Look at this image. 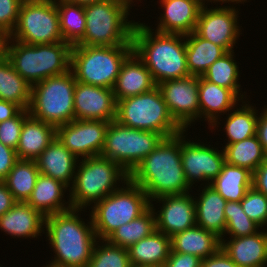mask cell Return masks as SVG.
Wrapping results in <instances>:
<instances>
[{
    "label": "cell",
    "mask_w": 267,
    "mask_h": 267,
    "mask_svg": "<svg viewBox=\"0 0 267 267\" xmlns=\"http://www.w3.org/2000/svg\"><path fill=\"white\" fill-rule=\"evenodd\" d=\"M132 6H134L133 5V3H134V0H127ZM137 0H135V2H136Z\"/></svg>",
    "instance_id": "55"
},
{
    "label": "cell",
    "mask_w": 267,
    "mask_h": 267,
    "mask_svg": "<svg viewBox=\"0 0 267 267\" xmlns=\"http://www.w3.org/2000/svg\"><path fill=\"white\" fill-rule=\"evenodd\" d=\"M172 250L205 259L221 248V238L195 225L171 237Z\"/></svg>",
    "instance_id": "29"
},
{
    "label": "cell",
    "mask_w": 267,
    "mask_h": 267,
    "mask_svg": "<svg viewBox=\"0 0 267 267\" xmlns=\"http://www.w3.org/2000/svg\"><path fill=\"white\" fill-rule=\"evenodd\" d=\"M122 187L93 204L90 215L98 239H106L120 226L142 215L150 200L142 188L128 180Z\"/></svg>",
    "instance_id": "9"
},
{
    "label": "cell",
    "mask_w": 267,
    "mask_h": 267,
    "mask_svg": "<svg viewBox=\"0 0 267 267\" xmlns=\"http://www.w3.org/2000/svg\"><path fill=\"white\" fill-rule=\"evenodd\" d=\"M4 39H5V36L0 33V55L3 54Z\"/></svg>",
    "instance_id": "53"
},
{
    "label": "cell",
    "mask_w": 267,
    "mask_h": 267,
    "mask_svg": "<svg viewBox=\"0 0 267 267\" xmlns=\"http://www.w3.org/2000/svg\"><path fill=\"white\" fill-rule=\"evenodd\" d=\"M239 14L238 8L233 5L208 8L205 2L201 7L195 32L226 52L234 51L242 32L238 24Z\"/></svg>",
    "instance_id": "13"
},
{
    "label": "cell",
    "mask_w": 267,
    "mask_h": 267,
    "mask_svg": "<svg viewBox=\"0 0 267 267\" xmlns=\"http://www.w3.org/2000/svg\"><path fill=\"white\" fill-rule=\"evenodd\" d=\"M133 45H73L70 70L77 82L113 89Z\"/></svg>",
    "instance_id": "7"
},
{
    "label": "cell",
    "mask_w": 267,
    "mask_h": 267,
    "mask_svg": "<svg viewBox=\"0 0 267 267\" xmlns=\"http://www.w3.org/2000/svg\"><path fill=\"white\" fill-rule=\"evenodd\" d=\"M131 267H157V266H146V265H144V266H131Z\"/></svg>",
    "instance_id": "56"
},
{
    "label": "cell",
    "mask_w": 267,
    "mask_h": 267,
    "mask_svg": "<svg viewBox=\"0 0 267 267\" xmlns=\"http://www.w3.org/2000/svg\"><path fill=\"white\" fill-rule=\"evenodd\" d=\"M201 261L202 259L195 255L177 253L171 249L164 267H201Z\"/></svg>",
    "instance_id": "44"
},
{
    "label": "cell",
    "mask_w": 267,
    "mask_h": 267,
    "mask_svg": "<svg viewBox=\"0 0 267 267\" xmlns=\"http://www.w3.org/2000/svg\"><path fill=\"white\" fill-rule=\"evenodd\" d=\"M205 2L206 0H159L163 14H160L156 30H152L183 35L194 32Z\"/></svg>",
    "instance_id": "19"
},
{
    "label": "cell",
    "mask_w": 267,
    "mask_h": 267,
    "mask_svg": "<svg viewBox=\"0 0 267 267\" xmlns=\"http://www.w3.org/2000/svg\"><path fill=\"white\" fill-rule=\"evenodd\" d=\"M69 4H75V5H81V6H86L90 5L93 3H99V2H104L108 0H61Z\"/></svg>",
    "instance_id": "51"
},
{
    "label": "cell",
    "mask_w": 267,
    "mask_h": 267,
    "mask_svg": "<svg viewBox=\"0 0 267 267\" xmlns=\"http://www.w3.org/2000/svg\"><path fill=\"white\" fill-rule=\"evenodd\" d=\"M55 138L56 127L29 115L21 129L17 158L35 160Z\"/></svg>",
    "instance_id": "27"
},
{
    "label": "cell",
    "mask_w": 267,
    "mask_h": 267,
    "mask_svg": "<svg viewBox=\"0 0 267 267\" xmlns=\"http://www.w3.org/2000/svg\"><path fill=\"white\" fill-rule=\"evenodd\" d=\"M22 109L11 102L0 100V122L16 116Z\"/></svg>",
    "instance_id": "50"
},
{
    "label": "cell",
    "mask_w": 267,
    "mask_h": 267,
    "mask_svg": "<svg viewBox=\"0 0 267 267\" xmlns=\"http://www.w3.org/2000/svg\"><path fill=\"white\" fill-rule=\"evenodd\" d=\"M253 173L225 162L221 172L210 185L226 200L240 202L252 187Z\"/></svg>",
    "instance_id": "32"
},
{
    "label": "cell",
    "mask_w": 267,
    "mask_h": 267,
    "mask_svg": "<svg viewBox=\"0 0 267 267\" xmlns=\"http://www.w3.org/2000/svg\"><path fill=\"white\" fill-rule=\"evenodd\" d=\"M127 248L98 239L87 267H131Z\"/></svg>",
    "instance_id": "39"
},
{
    "label": "cell",
    "mask_w": 267,
    "mask_h": 267,
    "mask_svg": "<svg viewBox=\"0 0 267 267\" xmlns=\"http://www.w3.org/2000/svg\"><path fill=\"white\" fill-rule=\"evenodd\" d=\"M171 238L157 229L128 248L132 266L164 267L171 252Z\"/></svg>",
    "instance_id": "28"
},
{
    "label": "cell",
    "mask_w": 267,
    "mask_h": 267,
    "mask_svg": "<svg viewBox=\"0 0 267 267\" xmlns=\"http://www.w3.org/2000/svg\"><path fill=\"white\" fill-rule=\"evenodd\" d=\"M75 84L76 78L71 70L34 84L29 114L56 128L73 121Z\"/></svg>",
    "instance_id": "10"
},
{
    "label": "cell",
    "mask_w": 267,
    "mask_h": 267,
    "mask_svg": "<svg viewBox=\"0 0 267 267\" xmlns=\"http://www.w3.org/2000/svg\"><path fill=\"white\" fill-rule=\"evenodd\" d=\"M72 45L67 42L31 45L4 39L3 54L31 86L70 71Z\"/></svg>",
    "instance_id": "4"
},
{
    "label": "cell",
    "mask_w": 267,
    "mask_h": 267,
    "mask_svg": "<svg viewBox=\"0 0 267 267\" xmlns=\"http://www.w3.org/2000/svg\"><path fill=\"white\" fill-rule=\"evenodd\" d=\"M155 230V213L150 206L142 215L113 231L106 240L113 245L128 249Z\"/></svg>",
    "instance_id": "36"
},
{
    "label": "cell",
    "mask_w": 267,
    "mask_h": 267,
    "mask_svg": "<svg viewBox=\"0 0 267 267\" xmlns=\"http://www.w3.org/2000/svg\"><path fill=\"white\" fill-rule=\"evenodd\" d=\"M8 37L31 45L63 42L56 0H23Z\"/></svg>",
    "instance_id": "12"
},
{
    "label": "cell",
    "mask_w": 267,
    "mask_h": 267,
    "mask_svg": "<svg viewBox=\"0 0 267 267\" xmlns=\"http://www.w3.org/2000/svg\"><path fill=\"white\" fill-rule=\"evenodd\" d=\"M110 122L73 120L56 128V137L79 160L99 156Z\"/></svg>",
    "instance_id": "16"
},
{
    "label": "cell",
    "mask_w": 267,
    "mask_h": 267,
    "mask_svg": "<svg viewBox=\"0 0 267 267\" xmlns=\"http://www.w3.org/2000/svg\"><path fill=\"white\" fill-rule=\"evenodd\" d=\"M81 211L85 209L72 208L45 217V239L55 253L49 263L61 267L88 266L98 237L91 216L85 223L79 215Z\"/></svg>",
    "instance_id": "2"
},
{
    "label": "cell",
    "mask_w": 267,
    "mask_h": 267,
    "mask_svg": "<svg viewBox=\"0 0 267 267\" xmlns=\"http://www.w3.org/2000/svg\"><path fill=\"white\" fill-rule=\"evenodd\" d=\"M164 139L161 134L109 123L100 156L120 164L129 174Z\"/></svg>",
    "instance_id": "11"
},
{
    "label": "cell",
    "mask_w": 267,
    "mask_h": 267,
    "mask_svg": "<svg viewBox=\"0 0 267 267\" xmlns=\"http://www.w3.org/2000/svg\"><path fill=\"white\" fill-rule=\"evenodd\" d=\"M16 201L3 181H0V217L9 211Z\"/></svg>",
    "instance_id": "49"
},
{
    "label": "cell",
    "mask_w": 267,
    "mask_h": 267,
    "mask_svg": "<svg viewBox=\"0 0 267 267\" xmlns=\"http://www.w3.org/2000/svg\"><path fill=\"white\" fill-rule=\"evenodd\" d=\"M235 52L230 51L216 60L203 74V78L220 87L231 89L241 100L246 99V93L241 94L239 83L240 71L235 60ZM241 90V91H240Z\"/></svg>",
    "instance_id": "37"
},
{
    "label": "cell",
    "mask_w": 267,
    "mask_h": 267,
    "mask_svg": "<svg viewBox=\"0 0 267 267\" xmlns=\"http://www.w3.org/2000/svg\"><path fill=\"white\" fill-rule=\"evenodd\" d=\"M115 120L132 129L156 132L164 138L183 131L170 115L157 86L149 92L117 101Z\"/></svg>",
    "instance_id": "8"
},
{
    "label": "cell",
    "mask_w": 267,
    "mask_h": 267,
    "mask_svg": "<svg viewBox=\"0 0 267 267\" xmlns=\"http://www.w3.org/2000/svg\"><path fill=\"white\" fill-rule=\"evenodd\" d=\"M35 161L40 174L52 177L71 188L79 159L57 137Z\"/></svg>",
    "instance_id": "22"
},
{
    "label": "cell",
    "mask_w": 267,
    "mask_h": 267,
    "mask_svg": "<svg viewBox=\"0 0 267 267\" xmlns=\"http://www.w3.org/2000/svg\"><path fill=\"white\" fill-rule=\"evenodd\" d=\"M23 0H0V33L5 37L14 30Z\"/></svg>",
    "instance_id": "43"
},
{
    "label": "cell",
    "mask_w": 267,
    "mask_h": 267,
    "mask_svg": "<svg viewBox=\"0 0 267 267\" xmlns=\"http://www.w3.org/2000/svg\"><path fill=\"white\" fill-rule=\"evenodd\" d=\"M135 54L143 61L157 84L190 76L185 35L160 33L136 22L132 35Z\"/></svg>",
    "instance_id": "3"
},
{
    "label": "cell",
    "mask_w": 267,
    "mask_h": 267,
    "mask_svg": "<svg viewBox=\"0 0 267 267\" xmlns=\"http://www.w3.org/2000/svg\"><path fill=\"white\" fill-rule=\"evenodd\" d=\"M18 160L16 150L0 142V181H3Z\"/></svg>",
    "instance_id": "45"
},
{
    "label": "cell",
    "mask_w": 267,
    "mask_h": 267,
    "mask_svg": "<svg viewBox=\"0 0 267 267\" xmlns=\"http://www.w3.org/2000/svg\"><path fill=\"white\" fill-rule=\"evenodd\" d=\"M267 107V106H266ZM264 106L263 111L261 110L258 116L256 136L261 142L264 151L266 152L267 158V108Z\"/></svg>",
    "instance_id": "48"
},
{
    "label": "cell",
    "mask_w": 267,
    "mask_h": 267,
    "mask_svg": "<svg viewBox=\"0 0 267 267\" xmlns=\"http://www.w3.org/2000/svg\"><path fill=\"white\" fill-rule=\"evenodd\" d=\"M117 102L113 89L77 82L74 89L75 120L116 119Z\"/></svg>",
    "instance_id": "18"
},
{
    "label": "cell",
    "mask_w": 267,
    "mask_h": 267,
    "mask_svg": "<svg viewBox=\"0 0 267 267\" xmlns=\"http://www.w3.org/2000/svg\"><path fill=\"white\" fill-rule=\"evenodd\" d=\"M39 174L35 160L18 159L3 182L16 202H27Z\"/></svg>",
    "instance_id": "35"
},
{
    "label": "cell",
    "mask_w": 267,
    "mask_h": 267,
    "mask_svg": "<svg viewBox=\"0 0 267 267\" xmlns=\"http://www.w3.org/2000/svg\"><path fill=\"white\" fill-rule=\"evenodd\" d=\"M150 202L166 195L192 192L181 163V133L164 138L129 174Z\"/></svg>",
    "instance_id": "1"
},
{
    "label": "cell",
    "mask_w": 267,
    "mask_h": 267,
    "mask_svg": "<svg viewBox=\"0 0 267 267\" xmlns=\"http://www.w3.org/2000/svg\"><path fill=\"white\" fill-rule=\"evenodd\" d=\"M187 67L190 75L203 76L207 69L227 52L201 38L195 31L185 35Z\"/></svg>",
    "instance_id": "30"
},
{
    "label": "cell",
    "mask_w": 267,
    "mask_h": 267,
    "mask_svg": "<svg viewBox=\"0 0 267 267\" xmlns=\"http://www.w3.org/2000/svg\"><path fill=\"white\" fill-rule=\"evenodd\" d=\"M152 201L162 204L160 210L154 208ZM150 206L155 213L156 229L170 238L196 225L195 201L190 192L156 198Z\"/></svg>",
    "instance_id": "17"
},
{
    "label": "cell",
    "mask_w": 267,
    "mask_h": 267,
    "mask_svg": "<svg viewBox=\"0 0 267 267\" xmlns=\"http://www.w3.org/2000/svg\"><path fill=\"white\" fill-rule=\"evenodd\" d=\"M157 85L143 61L133 51L124 61L113 87L116 102L151 91Z\"/></svg>",
    "instance_id": "23"
},
{
    "label": "cell",
    "mask_w": 267,
    "mask_h": 267,
    "mask_svg": "<svg viewBox=\"0 0 267 267\" xmlns=\"http://www.w3.org/2000/svg\"><path fill=\"white\" fill-rule=\"evenodd\" d=\"M44 267H61V266H56V265H53V264H51V263H50V264H47V263H46V266L44 265Z\"/></svg>",
    "instance_id": "54"
},
{
    "label": "cell",
    "mask_w": 267,
    "mask_h": 267,
    "mask_svg": "<svg viewBox=\"0 0 267 267\" xmlns=\"http://www.w3.org/2000/svg\"><path fill=\"white\" fill-rule=\"evenodd\" d=\"M29 115L28 109H22L13 118L0 122V142L16 150L24 120Z\"/></svg>",
    "instance_id": "42"
},
{
    "label": "cell",
    "mask_w": 267,
    "mask_h": 267,
    "mask_svg": "<svg viewBox=\"0 0 267 267\" xmlns=\"http://www.w3.org/2000/svg\"><path fill=\"white\" fill-rule=\"evenodd\" d=\"M195 196L196 225L222 238L226 228L224 213L227 201L211 186L204 185Z\"/></svg>",
    "instance_id": "25"
},
{
    "label": "cell",
    "mask_w": 267,
    "mask_h": 267,
    "mask_svg": "<svg viewBox=\"0 0 267 267\" xmlns=\"http://www.w3.org/2000/svg\"><path fill=\"white\" fill-rule=\"evenodd\" d=\"M245 214L261 229L267 227V197L253 186L250 187L245 197L240 201Z\"/></svg>",
    "instance_id": "41"
},
{
    "label": "cell",
    "mask_w": 267,
    "mask_h": 267,
    "mask_svg": "<svg viewBox=\"0 0 267 267\" xmlns=\"http://www.w3.org/2000/svg\"><path fill=\"white\" fill-rule=\"evenodd\" d=\"M266 229L265 227L263 231L260 230L247 236L221 238V248L239 267L267 266Z\"/></svg>",
    "instance_id": "21"
},
{
    "label": "cell",
    "mask_w": 267,
    "mask_h": 267,
    "mask_svg": "<svg viewBox=\"0 0 267 267\" xmlns=\"http://www.w3.org/2000/svg\"><path fill=\"white\" fill-rule=\"evenodd\" d=\"M207 1V3H210L211 2V4H212V2L214 3V4H216L217 3V5L216 6H218V4H229V2L230 3H234V5H236V4H244V2H247V0H206ZM210 1V2H209ZM219 2V3H218ZM221 2V3H220Z\"/></svg>",
    "instance_id": "52"
},
{
    "label": "cell",
    "mask_w": 267,
    "mask_h": 267,
    "mask_svg": "<svg viewBox=\"0 0 267 267\" xmlns=\"http://www.w3.org/2000/svg\"><path fill=\"white\" fill-rule=\"evenodd\" d=\"M198 98L199 120L202 118V121L208 122L211 132L219 127L220 115H226L242 101L231 89L211 83L202 76L199 77Z\"/></svg>",
    "instance_id": "20"
},
{
    "label": "cell",
    "mask_w": 267,
    "mask_h": 267,
    "mask_svg": "<svg viewBox=\"0 0 267 267\" xmlns=\"http://www.w3.org/2000/svg\"><path fill=\"white\" fill-rule=\"evenodd\" d=\"M60 18V30L64 42L76 45L85 34L86 17L84 6L56 0Z\"/></svg>",
    "instance_id": "38"
},
{
    "label": "cell",
    "mask_w": 267,
    "mask_h": 267,
    "mask_svg": "<svg viewBox=\"0 0 267 267\" xmlns=\"http://www.w3.org/2000/svg\"><path fill=\"white\" fill-rule=\"evenodd\" d=\"M224 213L226 217V228L222 238L224 236L226 237L227 234L231 238H236L260 231L259 228L261 227L245 214L240 202L227 201Z\"/></svg>",
    "instance_id": "40"
},
{
    "label": "cell",
    "mask_w": 267,
    "mask_h": 267,
    "mask_svg": "<svg viewBox=\"0 0 267 267\" xmlns=\"http://www.w3.org/2000/svg\"><path fill=\"white\" fill-rule=\"evenodd\" d=\"M168 111L175 122L183 129L199 119V76L166 80L157 84Z\"/></svg>",
    "instance_id": "15"
},
{
    "label": "cell",
    "mask_w": 267,
    "mask_h": 267,
    "mask_svg": "<svg viewBox=\"0 0 267 267\" xmlns=\"http://www.w3.org/2000/svg\"><path fill=\"white\" fill-rule=\"evenodd\" d=\"M32 86L13 68L4 54L0 55V100L29 109Z\"/></svg>",
    "instance_id": "31"
},
{
    "label": "cell",
    "mask_w": 267,
    "mask_h": 267,
    "mask_svg": "<svg viewBox=\"0 0 267 267\" xmlns=\"http://www.w3.org/2000/svg\"><path fill=\"white\" fill-rule=\"evenodd\" d=\"M185 132L186 130L181 132V163L186 180L193 188V184L201 180V185H210L226 162L224 150L201 141H187Z\"/></svg>",
    "instance_id": "14"
},
{
    "label": "cell",
    "mask_w": 267,
    "mask_h": 267,
    "mask_svg": "<svg viewBox=\"0 0 267 267\" xmlns=\"http://www.w3.org/2000/svg\"><path fill=\"white\" fill-rule=\"evenodd\" d=\"M66 190L69 191L70 188L62 182L39 174L27 203L44 217L65 212L72 209L70 200L63 199Z\"/></svg>",
    "instance_id": "26"
},
{
    "label": "cell",
    "mask_w": 267,
    "mask_h": 267,
    "mask_svg": "<svg viewBox=\"0 0 267 267\" xmlns=\"http://www.w3.org/2000/svg\"><path fill=\"white\" fill-rule=\"evenodd\" d=\"M44 226L45 217L27 202H16L0 217L1 231L12 238H38L44 234Z\"/></svg>",
    "instance_id": "24"
},
{
    "label": "cell",
    "mask_w": 267,
    "mask_h": 267,
    "mask_svg": "<svg viewBox=\"0 0 267 267\" xmlns=\"http://www.w3.org/2000/svg\"><path fill=\"white\" fill-rule=\"evenodd\" d=\"M252 186L267 197V158L253 172Z\"/></svg>",
    "instance_id": "47"
},
{
    "label": "cell",
    "mask_w": 267,
    "mask_h": 267,
    "mask_svg": "<svg viewBox=\"0 0 267 267\" xmlns=\"http://www.w3.org/2000/svg\"><path fill=\"white\" fill-rule=\"evenodd\" d=\"M131 4L127 0H108L84 6V37L76 45H132L136 22L129 21Z\"/></svg>",
    "instance_id": "6"
},
{
    "label": "cell",
    "mask_w": 267,
    "mask_h": 267,
    "mask_svg": "<svg viewBox=\"0 0 267 267\" xmlns=\"http://www.w3.org/2000/svg\"><path fill=\"white\" fill-rule=\"evenodd\" d=\"M220 148L224 150L227 164L248 169L252 173L266 159V152L256 135Z\"/></svg>",
    "instance_id": "34"
},
{
    "label": "cell",
    "mask_w": 267,
    "mask_h": 267,
    "mask_svg": "<svg viewBox=\"0 0 267 267\" xmlns=\"http://www.w3.org/2000/svg\"><path fill=\"white\" fill-rule=\"evenodd\" d=\"M241 102V105H236L233 110L231 109L226 114L227 118H225L226 121L223 126L227 137L225 139L226 144H232L256 135L258 110L250 105V101L248 102L247 99Z\"/></svg>",
    "instance_id": "33"
},
{
    "label": "cell",
    "mask_w": 267,
    "mask_h": 267,
    "mask_svg": "<svg viewBox=\"0 0 267 267\" xmlns=\"http://www.w3.org/2000/svg\"><path fill=\"white\" fill-rule=\"evenodd\" d=\"M128 180L129 173L108 158L100 155L83 158L78 161L74 182L69 190L71 206L87 210V207H92L93 203L118 190L122 187L120 184Z\"/></svg>",
    "instance_id": "5"
},
{
    "label": "cell",
    "mask_w": 267,
    "mask_h": 267,
    "mask_svg": "<svg viewBox=\"0 0 267 267\" xmlns=\"http://www.w3.org/2000/svg\"><path fill=\"white\" fill-rule=\"evenodd\" d=\"M201 267H239L232 259L220 248L216 253L203 259Z\"/></svg>",
    "instance_id": "46"
}]
</instances>
